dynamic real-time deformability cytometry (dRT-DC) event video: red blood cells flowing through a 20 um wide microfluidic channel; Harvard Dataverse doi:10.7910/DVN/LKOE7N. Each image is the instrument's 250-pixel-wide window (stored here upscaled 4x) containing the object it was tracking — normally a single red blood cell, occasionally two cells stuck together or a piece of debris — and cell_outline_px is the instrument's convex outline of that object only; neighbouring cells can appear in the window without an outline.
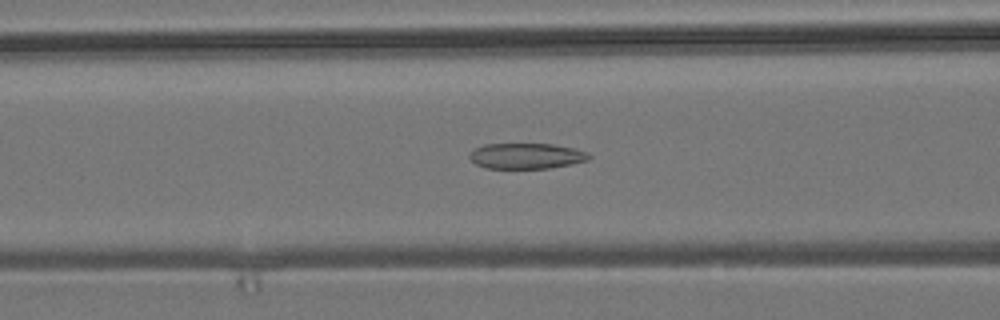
{"species": "common noctule bat (a hibernating species)", "species_latin": "Nyctalus noctula", "temperature_condition": "room temperature", "stored_images_in_passage": 43, "camera_frame_rate_fps": 3000, "um_per_image_px": 0.085, "animal": {"sex": "male", "body_mass_g": 19.2, "forearm_length_mm": 51.8}, "frame": {"image": 1, "passage_image": 21, "time_ms": 6.667, "image_size_px": [1000, 320], "cell_outline_px": [[592, 156], [588, 160], [572, 164], [548, 168], [484, 168], [476, 164], [468, 156], [476, 148], [484, 144], [552, 144], [576, 148], [588, 152]], "centroid_in_image_um": [44.78, 13.25], "position_along_channel_um": 121.8, "area_um2": 17.86}}
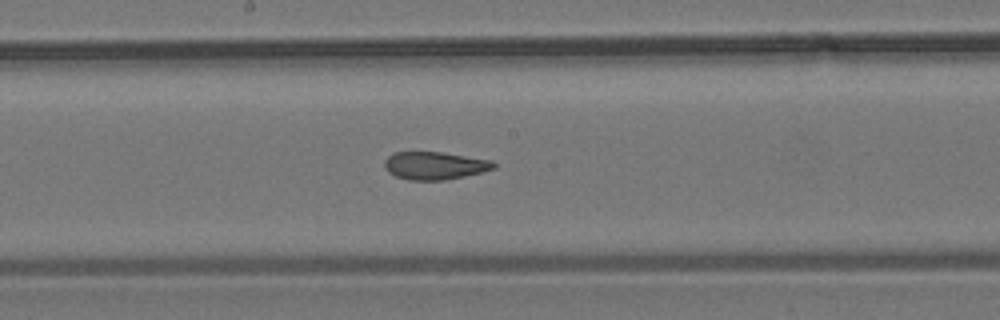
{"frame": {"image": 2, "passage_image": 28, "time_ms": 9.0, "image_size_px": [1000, 320], "cell_outline_px": [[496, 168], [464, 176], [444, 180], [408, 180], [396, 176], [388, 172], [384, 168], [384, 160], [392, 152], [440, 152], [492, 160], [496, 164]], "centroid_in_image_um": [36.92, 14.07], "position_along_channel_um": 211.3, "area_um2": 17.69}}
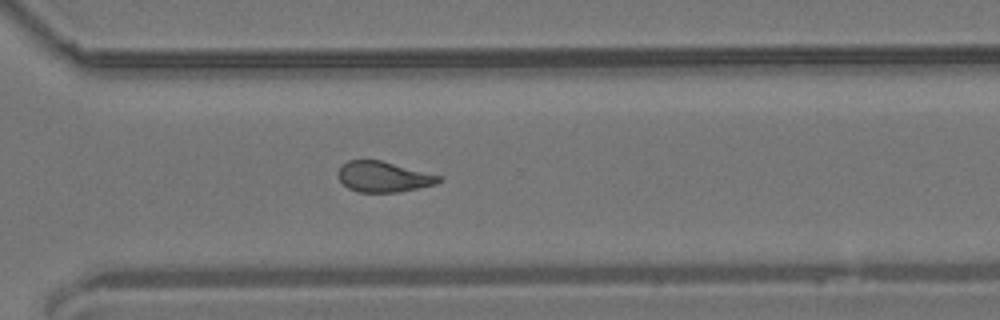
{"frame": {"image": 3, "passage_image": 38, "time_ms": 12.333, "image_size_px": [1000, 320], "cell_outline_px": [[444, 180], [436, 184], [400, 192], [360, 192], [348, 188], [340, 180], [336, 172], [348, 160], [380, 160], [444, 176]], "centroid_in_image_um": [32.65, 15.03], "position_along_channel_um": 338.0, "area_um2": 18.03}}